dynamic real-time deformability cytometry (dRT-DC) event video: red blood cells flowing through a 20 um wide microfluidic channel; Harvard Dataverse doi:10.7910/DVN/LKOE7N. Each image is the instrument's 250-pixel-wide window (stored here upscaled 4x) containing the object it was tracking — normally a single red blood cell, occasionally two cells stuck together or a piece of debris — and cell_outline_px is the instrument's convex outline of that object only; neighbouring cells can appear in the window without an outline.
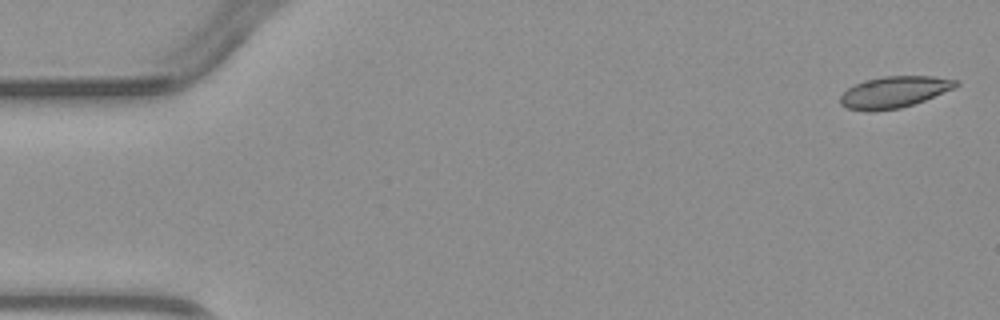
{"species": "common noctule bat (a hibernating species)", "species_latin": "Nyctalus noctula", "temperature_condition": "warm", "stored_images_in_passage": 6, "camera_frame_rate_fps": 3000, "um_per_image_px": 0.085, "animal": {"sex": "male", "body_mass_g": 23.1, "forearm_length_mm": 52.7}, "frame": {"image": 1, "passage_image": 1, "time_ms": 0.0, "image_size_px": [1000, 320], "cell_outline_px": [[960, 84], [956, 88], [924, 100], [900, 108], [872, 112], [864, 112], [844, 108], [840, 104], [840, 96], [848, 88], [864, 80], [884, 76], [932, 76], [960, 80]], "centroid_in_image_um": [76.0, 7.83], "position_along_channel_um": 9.0, "area_um2": 21.5}}
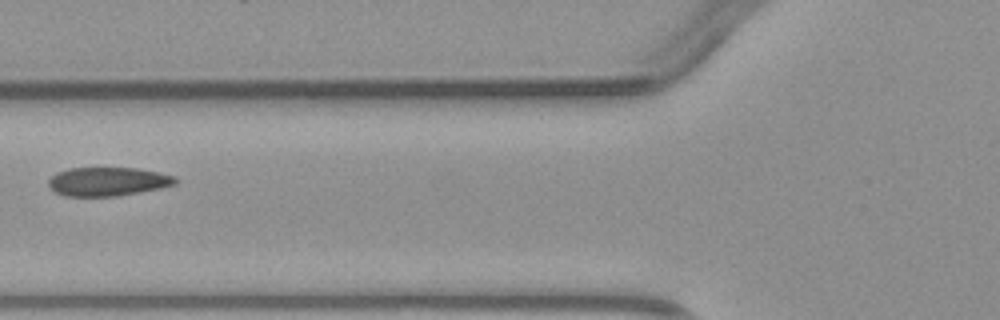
{"frame": {"image": 2, "passage_image": 5, "time_ms": 5.667, "image_size_px": [1000, 320], "cell_outline_px": [[176, 184], [160, 188], [140, 192], [116, 196], [64, 196], [56, 192], [48, 184], [48, 180], [56, 172], [68, 168], [136, 168], [176, 176]], "centroid_in_image_um": [9.14, 15.43], "position_along_channel_um": 116.7, "area_um2": 21.15}}
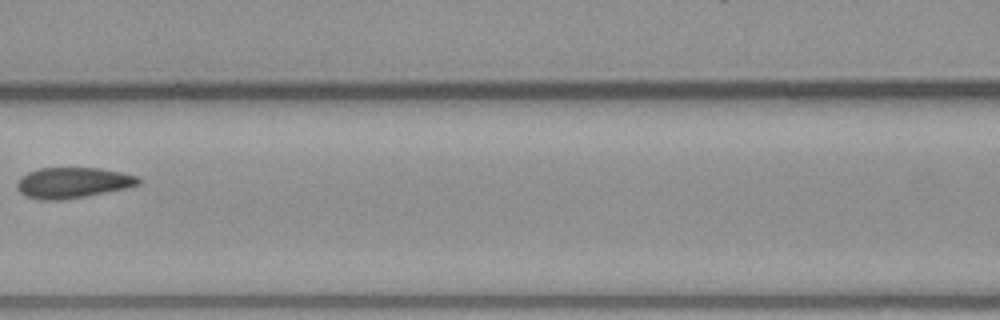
{"frame": {"image": 3, "passage_image": 6, "time_ms": 6.667, "image_size_px": [1000, 320], "cell_outline_px": [[140, 184], [124, 188], [84, 196], [60, 200], [40, 200], [24, 196], [16, 188], [16, 180], [20, 176], [28, 172], [40, 168], [100, 168], [140, 176]], "centroid_in_image_um": [6.13, 15.52], "position_along_channel_um": 160.5, "area_um2": 21.73}}